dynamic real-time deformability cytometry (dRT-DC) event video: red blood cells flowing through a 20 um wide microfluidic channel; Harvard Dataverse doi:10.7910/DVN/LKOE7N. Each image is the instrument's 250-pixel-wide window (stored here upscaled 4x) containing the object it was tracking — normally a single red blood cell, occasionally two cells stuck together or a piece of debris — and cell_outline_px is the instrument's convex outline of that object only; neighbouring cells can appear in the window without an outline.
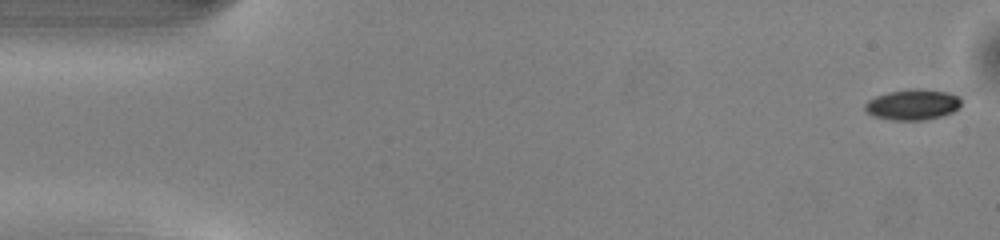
{"species": "common noctule bat (a hibernating species)", "species_latin": "Nyctalus noctula", "temperature_condition": "warm", "stored_images_in_passage": 13, "camera_frame_rate_fps": 3000, "um_per_image_px": 0.085, "animal": {"sex": "male", "body_mass_g": 13.0, "forearm_length_mm": 53.1}, "frame": {"image": 1, "passage_image": 1, "time_ms": 0.0, "image_size_px": [1000, 240], "cell_outline_px": [[960, 104], [952, 112], [940, 116], [924, 120], [892, 120], [872, 116], [864, 108], [864, 104], [868, 100], [876, 96], [888, 92], [912, 88], [920, 88], [948, 92], [960, 96]], "centroid_in_image_um": [77.55, 8.88], "position_along_channel_um": 7.4, "area_um2": 17.22}}
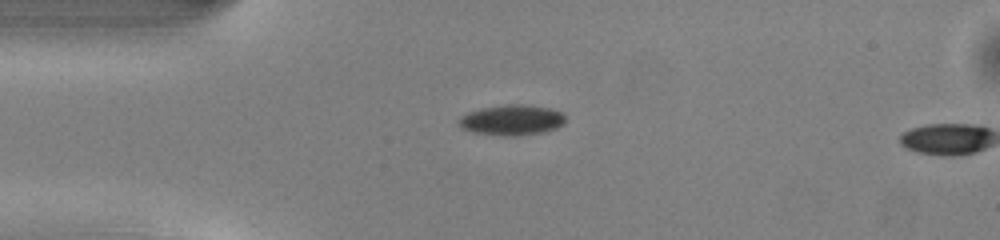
{"frame": {"image": 2, "passage_image": 12, "time_ms": 3.667, "image_size_px": [1000, 240], "cell_outline_px": [[564, 124], [556, 128], [544, 132], [520, 136], [500, 136], [472, 132], [460, 128], [456, 124], [456, 120], [460, 116], [468, 112], [480, 108], [508, 104], [524, 104], [548, 108], [564, 112]], "centroid_in_image_um": [43.45, 10.21], "position_along_channel_um": 41.5, "area_um2": 19.36}}